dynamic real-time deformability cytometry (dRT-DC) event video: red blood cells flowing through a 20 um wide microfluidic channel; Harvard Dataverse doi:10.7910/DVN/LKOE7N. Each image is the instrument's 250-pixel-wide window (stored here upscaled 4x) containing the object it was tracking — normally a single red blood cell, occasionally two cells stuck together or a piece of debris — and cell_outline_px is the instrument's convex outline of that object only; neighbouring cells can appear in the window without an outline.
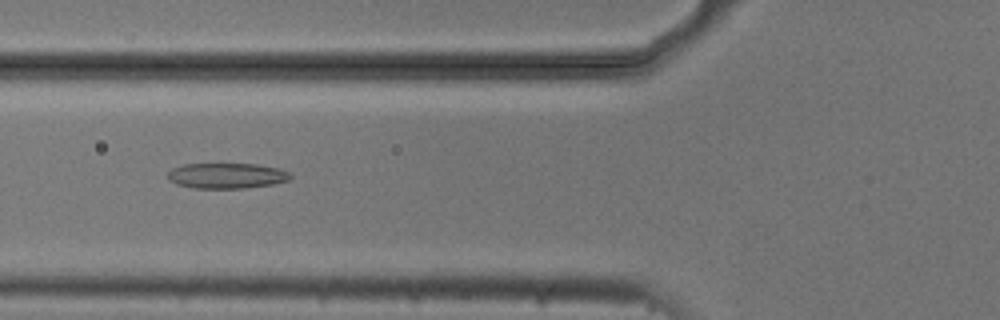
{"species": "common noctule bat (a hibernating species)", "species_latin": "Nyctalus noctula", "temperature_condition": "cold", "stored_images_in_passage": 54, "camera_frame_rate_fps": 3000, "um_per_image_px": 0.085, "animal": {"sex": "male", "body_mass_g": 20.5, "forearm_length_mm": 52.5}, "frame": {"image": 1, "passage_image": 20, "time_ms": 6.333, "image_size_px": [1000, 320], "cell_outline_px": [[292, 176], [288, 180], [272, 184], [244, 188], [196, 188], [176, 184], [168, 180], [168, 172], [172, 168], [184, 164], [256, 164], [280, 168], [288, 172]], "centroid_in_image_um": [19.26, 14.93], "position_along_channel_um": 106.5, "area_um2": 18.15}}
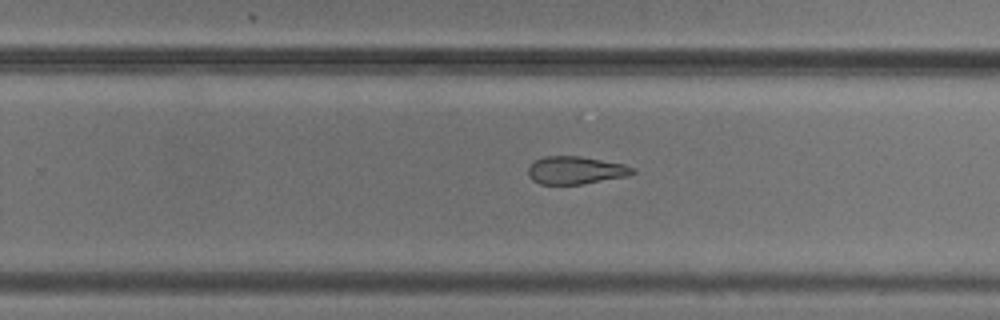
{"frame": {"image": 2, "passage_image": 34, "time_ms": 11.0, "image_size_px": [1000, 320], "cell_outline_px": [[636, 172], [628, 176], [584, 184], [540, 184], [532, 180], [528, 176], [528, 168], [536, 160], [544, 156], [580, 156], [624, 164], [636, 168]], "centroid_in_image_um": [48.96, 14.48], "position_along_channel_um": 280.8, "area_um2": 16.99}}
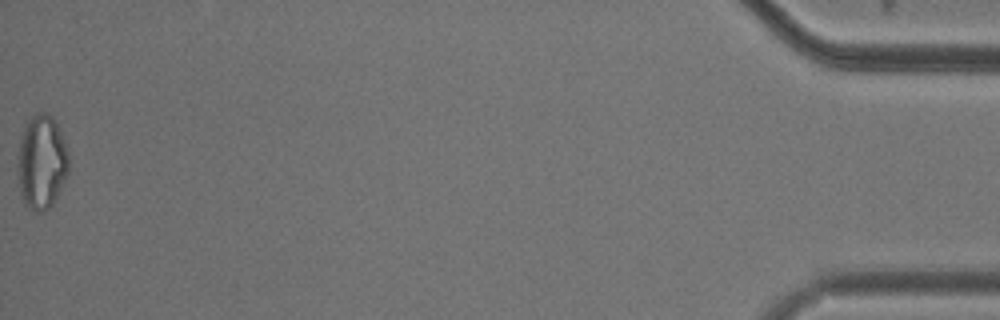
{"frame": {"image": 3, "passage_image": 54, "time_ms": 17.667, "image_size_px": [1000, 320], "cell_outline_px": [[68, 172], [52, 204], [48, 208], [40, 212], [36, 212], [28, 208], [24, 204], [20, 196], [16, 172], [16, 156], [24, 124], [36, 112], [44, 112], [52, 116], [64, 140], [68, 152]], "centroid_in_image_um": [3.48, 13.78], "position_along_channel_um": 431.7, "area_um2": 28.44}, "authors_computed_cell_mechanics": {"area_um2": 20.7213, "velocity_mm_per_s": 3.7341, "shape_relaxation_time_tau1_ms": 4.8437, "shape_relaxation_time_tau2_ms": 3.8886, "deformation_change_tau1": 0.1237, "deformation_change_tau2": 0.1356}}